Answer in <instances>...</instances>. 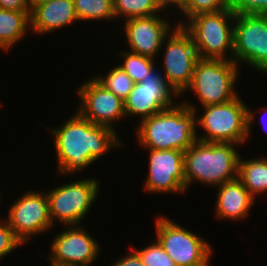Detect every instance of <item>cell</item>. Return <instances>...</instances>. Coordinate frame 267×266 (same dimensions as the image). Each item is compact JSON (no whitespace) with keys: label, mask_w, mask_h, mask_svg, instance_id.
I'll return each instance as SVG.
<instances>
[{"label":"cell","mask_w":267,"mask_h":266,"mask_svg":"<svg viewBox=\"0 0 267 266\" xmlns=\"http://www.w3.org/2000/svg\"><path fill=\"white\" fill-rule=\"evenodd\" d=\"M73 2L78 21L116 19L113 0H73Z\"/></svg>","instance_id":"22"},{"label":"cell","mask_w":267,"mask_h":266,"mask_svg":"<svg viewBox=\"0 0 267 266\" xmlns=\"http://www.w3.org/2000/svg\"><path fill=\"white\" fill-rule=\"evenodd\" d=\"M98 192L99 183L91 178L50 189L46 194L52 223L60 220L66 226L80 224L97 199Z\"/></svg>","instance_id":"8"},{"label":"cell","mask_w":267,"mask_h":266,"mask_svg":"<svg viewBox=\"0 0 267 266\" xmlns=\"http://www.w3.org/2000/svg\"><path fill=\"white\" fill-rule=\"evenodd\" d=\"M59 174H73L100 159L111 148L120 146L117 131L96 125L77 111L60 127L51 129Z\"/></svg>","instance_id":"1"},{"label":"cell","mask_w":267,"mask_h":266,"mask_svg":"<svg viewBox=\"0 0 267 266\" xmlns=\"http://www.w3.org/2000/svg\"><path fill=\"white\" fill-rule=\"evenodd\" d=\"M235 16L228 6L219 12L195 15L185 20V24L181 20L176 24L189 33L199 58L233 60L234 25L230 24L234 23Z\"/></svg>","instance_id":"4"},{"label":"cell","mask_w":267,"mask_h":266,"mask_svg":"<svg viewBox=\"0 0 267 266\" xmlns=\"http://www.w3.org/2000/svg\"><path fill=\"white\" fill-rule=\"evenodd\" d=\"M238 70L233 60L199 58L191 82L182 93L193 90L203 107L230 102L239 96L234 88Z\"/></svg>","instance_id":"6"},{"label":"cell","mask_w":267,"mask_h":266,"mask_svg":"<svg viewBox=\"0 0 267 266\" xmlns=\"http://www.w3.org/2000/svg\"><path fill=\"white\" fill-rule=\"evenodd\" d=\"M203 110V115L196 117V125L206 134L197 140L239 145L249 138L255 114L239 96L224 104L204 106Z\"/></svg>","instance_id":"5"},{"label":"cell","mask_w":267,"mask_h":266,"mask_svg":"<svg viewBox=\"0 0 267 266\" xmlns=\"http://www.w3.org/2000/svg\"><path fill=\"white\" fill-rule=\"evenodd\" d=\"M229 7L238 15H267V0H229Z\"/></svg>","instance_id":"27"},{"label":"cell","mask_w":267,"mask_h":266,"mask_svg":"<svg viewBox=\"0 0 267 266\" xmlns=\"http://www.w3.org/2000/svg\"><path fill=\"white\" fill-rule=\"evenodd\" d=\"M149 151V171L144 188L149 193H183L185 190L184 151Z\"/></svg>","instance_id":"13"},{"label":"cell","mask_w":267,"mask_h":266,"mask_svg":"<svg viewBox=\"0 0 267 266\" xmlns=\"http://www.w3.org/2000/svg\"><path fill=\"white\" fill-rule=\"evenodd\" d=\"M5 219L16 237L25 244L33 235L53 226L46 193L28 191L10 206Z\"/></svg>","instance_id":"12"},{"label":"cell","mask_w":267,"mask_h":266,"mask_svg":"<svg viewBox=\"0 0 267 266\" xmlns=\"http://www.w3.org/2000/svg\"><path fill=\"white\" fill-rule=\"evenodd\" d=\"M0 9L31 12L27 0H0Z\"/></svg>","instance_id":"29"},{"label":"cell","mask_w":267,"mask_h":266,"mask_svg":"<svg viewBox=\"0 0 267 266\" xmlns=\"http://www.w3.org/2000/svg\"><path fill=\"white\" fill-rule=\"evenodd\" d=\"M187 0H159L162 7L166 10V7L173 6L175 8H180Z\"/></svg>","instance_id":"31"},{"label":"cell","mask_w":267,"mask_h":266,"mask_svg":"<svg viewBox=\"0 0 267 266\" xmlns=\"http://www.w3.org/2000/svg\"><path fill=\"white\" fill-rule=\"evenodd\" d=\"M124 32L129 43L130 51L143 56H157L167 38L171 33L170 22L160 17L151 15L136 17L125 20Z\"/></svg>","instance_id":"16"},{"label":"cell","mask_w":267,"mask_h":266,"mask_svg":"<svg viewBox=\"0 0 267 266\" xmlns=\"http://www.w3.org/2000/svg\"><path fill=\"white\" fill-rule=\"evenodd\" d=\"M77 93L82 103L76 111L93 124L114 129L113 121L126 117L123 100L106 89L94 77L82 84Z\"/></svg>","instance_id":"14"},{"label":"cell","mask_w":267,"mask_h":266,"mask_svg":"<svg viewBox=\"0 0 267 266\" xmlns=\"http://www.w3.org/2000/svg\"><path fill=\"white\" fill-rule=\"evenodd\" d=\"M176 90L165 80L163 74L153 68L146 78L136 83L124 102L125 116L140 115L141 120L162 110L175 106L172 97Z\"/></svg>","instance_id":"11"},{"label":"cell","mask_w":267,"mask_h":266,"mask_svg":"<svg viewBox=\"0 0 267 266\" xmlns=\"http://www.w3.org/2000/svg\"><path fill=\"white\" fill-rule=\"evenodd\" d=\"M124 62L119 65L125 73L134 81L140 83L148 76V73L155 67L154 59L130 51L122 52Z\"/></svg>","instance_id":"23"},{"label":"cell","mask_w":267,"mask_h":266,"mask_svg":"<svg viewBox=\"0 0 267 266\" xmlns=\"http://www.w3.org/2000/svg\"><path fill=\"white\" fill-rule=\"evenodd\" d=\"M233 61L267 73V15H238L234 24Z\"/></svg>","instance_id":"9"},{"label":"cell","mask_w":267,"mask_h":266,"mask_svg":"<svg viewBox=\"0 0 267 266\" xmlns=\"http://www.w3.org/2000/svg\"><path fill=\"white\" fill-rule=\"evenodd\" d=\"M23 243L16 237L7 221L0 222V259L10 254L13 250Z\"/></svg>","instance_id":"28"},{"label":"cell","mask_w":267,"mask_h":266,"mask_svg":"<svg viewBox=\"0 0 267 266\" xmlns=\"http://www.w3.org/2000/svg\"><path fill=\"white\" fill-rule=\"evenodd\" d=\"M155 222L156 240L176 266H210L212 248L206 240L165 216Z\"/></svg>","instance_id":"7"},{"label":"cell","mask_w":267,"mask_h":266,"mask_svg":"<svg viewBox=\"0 0 267 266\" xmlns=\"http://www.w3.org/2000/svg\"><path fill=\"white\" fill-rule=\"evenodd\" d=\"M216 216L226 220H242L249 215L256 200L237 179L217 186Z\"/></svg>","instance_id":"18"},{"label":"cell","mask_w":267,"mask_h":266,"mask_svg":"<svg viewBox=\"0 0 267 266\" xmlns=\"http://www.w3.org/2000/svg\"><path fill=\"white\" fill-rule=\"evenodd\" d=\"M28 1V4H29V7H30V10H32L34 7H36L37 5L41 4V3H44V2H47L49 0H27Z\"/></svg>","instance_id":"32"},{"label":"cell","mask_w":267,"mask_h":266,"mask_svg":"<svg viewBox=\"0 0 267 266\" xmlns=\"http://www.w3.org/2000/svg\"><path fill=\"white\" fill-rule=\"evenodd\" d=\"M167 38L163 56V76L181 95L191 82L199 56L191 36L183 26H174Z\"/></svg>","instance_id":"10"},{"label":"cell","mask_w":267,"mask_h":266,"mask_svg":"<svg viewBox=\"0 0 267 266\" xmlns=\"http://www.w3.org/2000/svg\"><path fill=\"white\" fill-rule=\"evenodd\" d=\"M115 18L125 17V20L157 15L163 11L159 0H113Z\"/></svg>","instance_id":"21"},{"label":"cell","mask_w":267,"mask_h":266,"mask_svg":"<svg viewBox=\"0 0 267 266\" xmlns=\"http://www.w3.org/2000/svg\"><path fill=\"white\" fill-rule=\"evenodd\" d=\"M51 243L50 264L63 266H89L99 255V244L82 229V226H67Z\"/></svg>","instance_id":"15"},{"label":"cell","mask_w":267,"mask_h":266,"mask_svg":"<svg viewBox=\"0 0 267 266\" xmlns=\"http://www.w3.org/2000/svg\"><path fill=\"white\" fill-rule=\"evenodd\" d=\"M94 78L123 101L127 98L135 84L119 65L111 69L106 77L101 75Z\"/></svg>","instance_id":"24"},{"label":"cell","mask_w":267,"mask_h":266,"mask_svg":"<svg viewBox=\"0 0 267 266\" xmlns=\"http://www.w3.org/2000/svg\"><path fill=\"white\" fill-rule=\"evenodd\" d=\"M117 260L112 266H145L139 254L134 249L127 256L124 255V257Z\"/></svg>","instance_id":"30"},{"label":"cell","mask_w":267,"mask_h":266,"mask_svg":"<svg viewBox=\"0 0 267 266\" xmlns=\"http://www.w3.org/2000/svg\"><path fill=\"white\" fill-rule=\"evenodd\" d=\"M135 251L145 266H176L156 239L143 249H135Z\"/></svg>","instance_id":"26"},{"label":"cell","mask_w":267,"mask_h":266,"mask_svg":"<svg viewBox=\"0 0 267 266\" xmlns=\"http://www.w3.org/2000/svg\"><path fill=\"white\" fill-rule=\"evenodd\" d=\"M238 180L255 199L258 194L267 192V158L244 160L240 156Z\"/></svg>","instance_id":"20"},{"label":"cell","mask_w":267,"mask_h":266,"mask_svg":"<svg viewBox=\"0 0 267 266\" xmlns=\"http://www.w3.org/2000/svg\"><path fill=\"white\" fill-rule=\"evenodd\" d=\"M77 20L73 0H49L31 10L30 29L39 35L54 32Z\"/></svg>","instance_id":"17"},{"label":"cell","mask_w":267,"mask_h":266,"mask_svg":"<svg viewBox=\"0 0 267 266\" xmlns=\"http://www.w3.org/2000/svg\"><path fill=\"white\" fill-rule=\"evenodd\" d=\"M30 14L31 12L0 9V49L8 51L22 40L30 28Z\"/></svg>","instance_id":"19"},{"label":"cell","mask_w":267,"mask_h":266,"mask_svg":"<svg viewBox=\"0 0 267 266\" xmlns=\"http://www.w3.org/2000/svg\"><path fill=\"white\" fill-rule=\"evenodd\" d=\"M180 102L140 120L135 131L145 149L186 151L197 140L196 106Z\"/></svg>","instance_id":"2"},{"label":"cell","mask_w":267,"mask_h":266,"mask_svg":"<svg viewBox=\"0 0 267 266\" xmlns=\"http://www.w3.org/2000/svg\"><path fill=\"white\" fill-rule=\"evenodd\" d=\"M236 145L196 140L184 152L185 190L196 180L217 187L237 179L240 155Z\"/></svg>","instance_id":"3"},{"label":"cell","mask_w":267,"mask_h":266,"mask_svg":"<svg viewBox=\"0 0 267 266\" xmlns=\"http://www.w3.org/2000/svg\"><path fill=\"white\" fill-rule=\"evenodd\" d=\"M229 0H187L180 8L189 20L202 13H215L226 9Z\"/></svg>","instance_id":"25"}]
</instances>
